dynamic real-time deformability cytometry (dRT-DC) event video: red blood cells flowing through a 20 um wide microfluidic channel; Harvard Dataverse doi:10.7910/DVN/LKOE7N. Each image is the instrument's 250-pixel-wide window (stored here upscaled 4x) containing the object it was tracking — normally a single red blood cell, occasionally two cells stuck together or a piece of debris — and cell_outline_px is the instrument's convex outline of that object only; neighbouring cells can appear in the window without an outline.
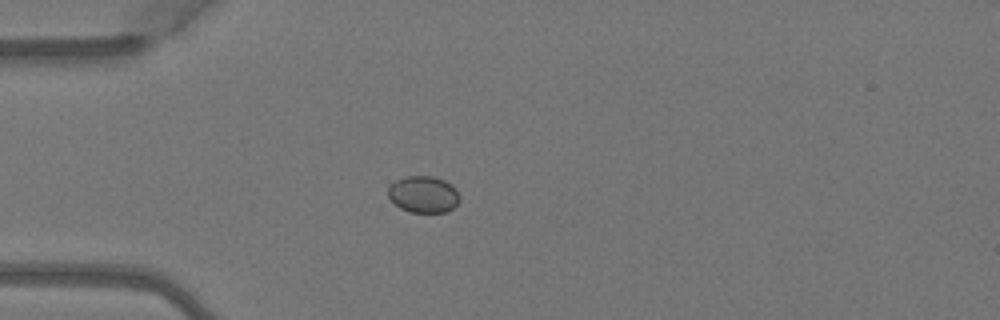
{"species": "Egyptian fruit bat (a non-hibernating species)", "species_latin": "Rousettus aegyptiacus", "temperature_condition": "warm", "stored_images_in_passage": 2, "camera_frame_rate_fps": 3000, "um_per_image_px": 0.085, "animal": {"sex": "female"}, "frame": {"image": 1, "passage_image": 1, "time_ms": 0.0, "image_size_px": [1000, 320], "cell_outline_px": [[460, 200], [452, 208], [444, 212], [412, 212], [400, 208], [388, 196], [388, 188], [396, 180], [408, 176], [432, 176], [444, 180], [452, 184], [456, 188], [460, 196]], "centroid_in_image_um": [36.02, 16.51], "position_along_channel_um": 49.0, "area_um2": 15.2}}